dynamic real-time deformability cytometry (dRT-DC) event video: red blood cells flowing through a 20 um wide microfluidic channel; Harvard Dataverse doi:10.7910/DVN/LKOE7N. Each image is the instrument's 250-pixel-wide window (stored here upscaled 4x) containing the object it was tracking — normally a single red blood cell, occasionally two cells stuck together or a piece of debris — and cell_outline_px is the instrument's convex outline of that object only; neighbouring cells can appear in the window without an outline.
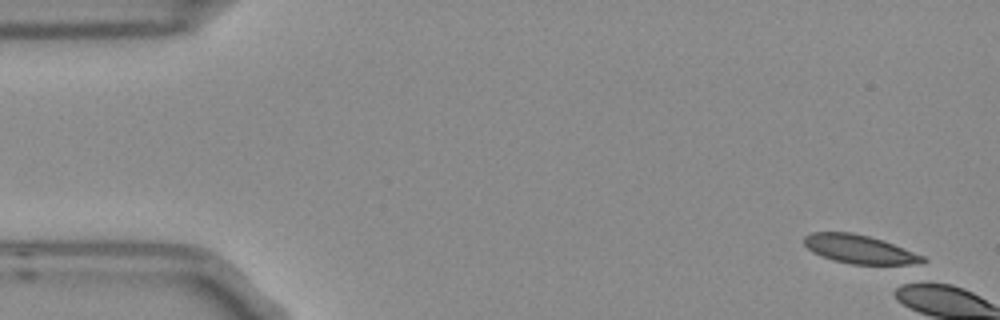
{"species": "Egyptian fruit bat (a non-hibernating species)", "species_latin": "Rousettus aegyptiacus", "temperature_condition": "room temperature", "stored_images_in_passage": 6, "camera_frame_rate_fps": 3000, "um_per_image_px": 0.085, "frame": {"image": 1, "passage_image": 1, "time_ms": 0.0, "image_size_px": [1000, 320], "cell_outline_px": [[928, 260], [900, 268], [852, 264], [832, 260], [820, 256], [812, 252], [804, 244], [804, 236], [812, 232], [852, 232], [884, 240], [924, 256]], "centroid_in_image_um": [73.13, 21.24], "position_along_channel_um": 11.9, "area_um2": 20.63}}
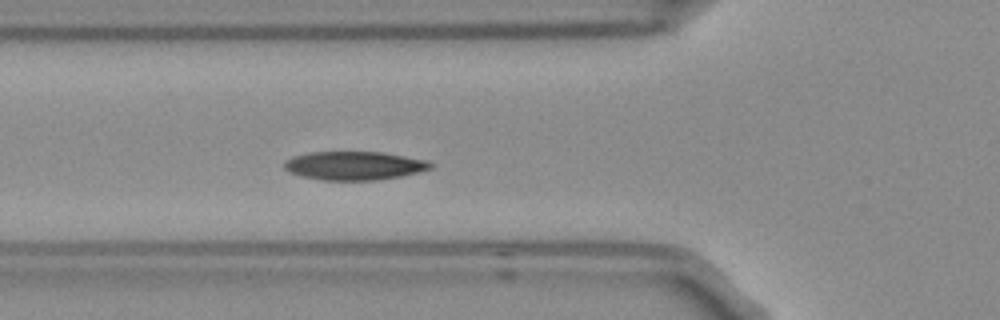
{"frame": {"image": 2, "passage_image": 6, "time_ms": 1.667, "image_size_px": [1000, 320], "cell_outline_px": [[436, 164], [432, 168], [420, 172], [400, 176], [376, 180], [324, 180], [304, 176], [288, 172], [284, 168], [284, 160], [292, 156], [312, 152], [380, 152], [428, 160]], "centroid_in_image_um": [30.14, 14.08], "position_along_channel_um": 95.7, "area_um2": 24.39}}